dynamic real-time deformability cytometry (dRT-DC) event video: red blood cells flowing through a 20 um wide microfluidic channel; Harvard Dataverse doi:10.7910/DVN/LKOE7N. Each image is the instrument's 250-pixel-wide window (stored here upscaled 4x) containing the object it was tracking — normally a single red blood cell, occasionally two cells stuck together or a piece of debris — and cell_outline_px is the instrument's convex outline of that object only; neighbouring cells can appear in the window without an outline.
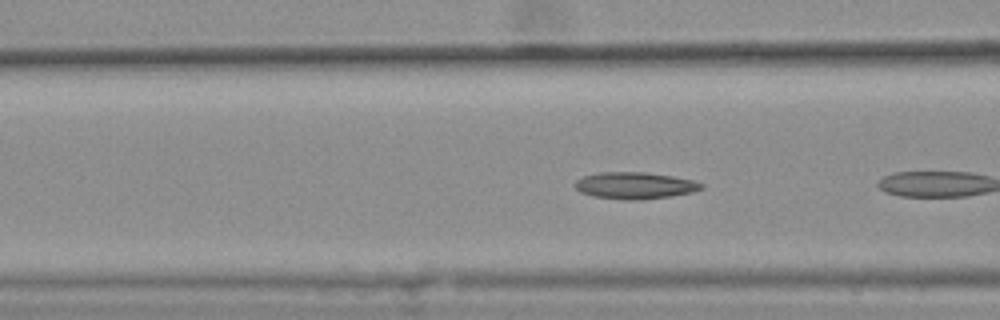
{"species": "common noctule bat (a hibernating species)", "species_latin": "Nyctalus noctula", "temperature_condition": "warm", "stored_images_in_passage": 5, "camera_frame_rate_fps": 3000, "um_per_image_px": 0.085, "animal": {"sex": "female", "body_mass_g": 25.1}, "frame": {"image": 1, "passage_image": 4, "time_ms": 1.0, "image_size_px": [1000, 320], "cell_outline_px": [[704, 188], [692, 192], [672, 196], [644, 200], [628, 200], [592, 196], [580, 192], [572, 184], [576, 180], [584, 176], [600, 172], [644, 172], [672, 176], [692, 180], [704, 184]], "centroid_in_image_um": [53.95, 15.77], "position_along_channel_um": 112.6, "area_um2": 19.83}}